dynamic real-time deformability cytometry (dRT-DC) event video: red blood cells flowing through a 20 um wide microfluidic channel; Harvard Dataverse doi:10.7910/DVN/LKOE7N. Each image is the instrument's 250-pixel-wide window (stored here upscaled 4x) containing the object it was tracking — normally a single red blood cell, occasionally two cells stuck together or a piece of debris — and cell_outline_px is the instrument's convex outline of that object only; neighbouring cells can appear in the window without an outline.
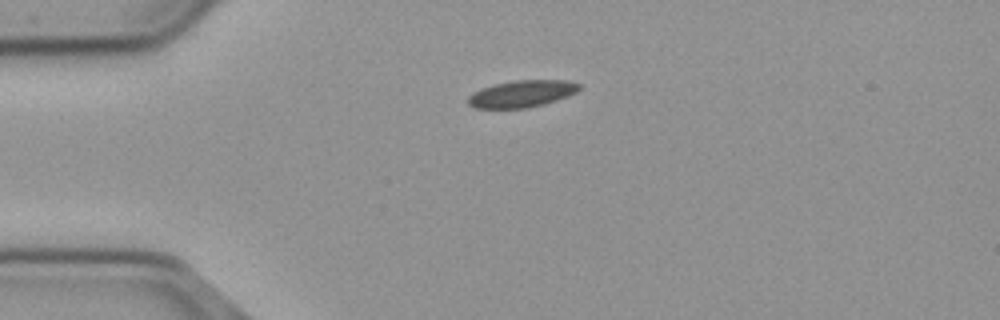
{"species": "common noctule bat (a hibernating species)", "species_latin": "Nyctalus noctula", "temperature_condition": "cold", "stored_images_in_passage": 43, "camera_frame_rate_fps": 3000, "um_per_image_px": 0.085, "animal": {"sex": "male", "body_mass_g": 23.1, "forearm_length_mm": 52.7}, "frame": {"image": 1, "passage_image": 1, "time_ms": 0.0, "image_size_px": [1000, 320], "cell_outline_px": [[580, 88], [576, 92], [568, 96], [544, 104], [528, 108], [472, 108], [468, 104], [468, 96], [472, 92], [480, 88], [496, 84], [516, 80], [572, 80], [580, 84]], "centroid_in_image_um": [44.35, 7.97], "position_along_channel_um": 40.6, "area_um2": 17.57}}
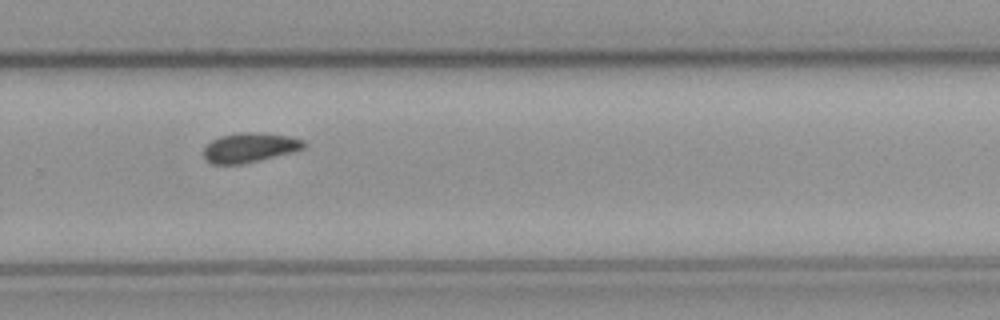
{"frame": {"image": 2, "passage_image": 25, "time_ms": 8.0, "image_size_px": [1000, 320], "cell_outline_px": [[308, 144], [304, 148], [240, 164], [212, 164], [204, 156], [204, 148], [212, 140], [220, 136], [240, 132], [264, 132], [288, 136], [304, 140]], "centroid_in_image_um": [21.22, 12.51], "position_along_channel_um": 308.6, "area_um2": 16.94}}
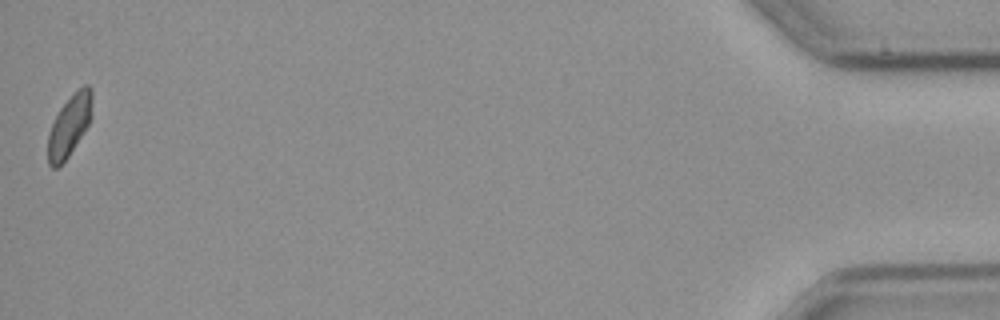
{"frame": {"image": 3, "passage_image": 43, "time_ms": 14.0, "image_size_px": [1000, 320], "cell_outline_px": [[92, 116], [88, 124], [68, 156], [56, 168], [52, 168], [48, 164], [48, 132], [60, 108], [84, 84], [88, 84], [92, 88]], "centroid_in_image_um": [5.9, 10.66], "position_along_channel_um": 429.3, "area_um2": 15.43}, "authors_computed_cell_mechanics": {"area_um2": 17.2822, "velocity_mm_per_s": 3.6932, "shape_relaxation_time_tau1_ms": null, "shape_relaxation_time_tau2_ms": 5.0887, "deformation_change_tau1": null, "deformation_change_tau2": 0.0966}}